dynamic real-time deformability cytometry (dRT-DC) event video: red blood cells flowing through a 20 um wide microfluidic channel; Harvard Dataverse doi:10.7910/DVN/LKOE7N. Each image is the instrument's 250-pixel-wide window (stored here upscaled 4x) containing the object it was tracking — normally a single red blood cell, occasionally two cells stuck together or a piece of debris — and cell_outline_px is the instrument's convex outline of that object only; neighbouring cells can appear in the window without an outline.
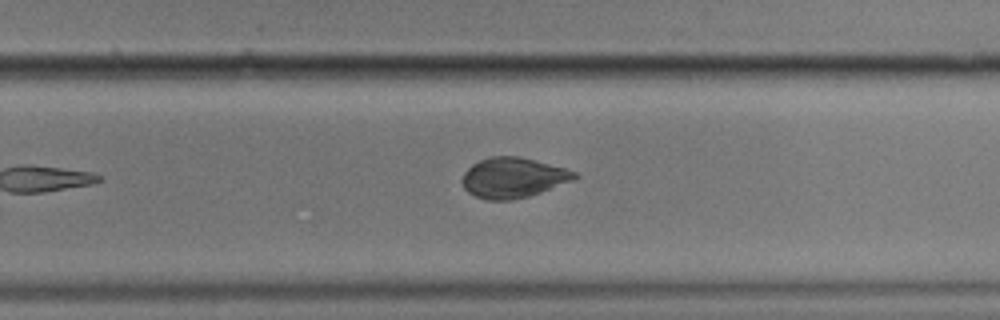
{"species": "common noctule bat (a hibernating species)", "species_latin": "Nyctalus noctula", "temperature_condition": "cold", "stored_images_in_passage": 8, "camera_frame_rate_fps": 3000, "um_per_image_px": 0.085, "animal": {"sex": "male", "body_mass_g": 17.9}, "frame": {"image": 1, "passage_image": 8, "time_ms": 2.333, "image_size_px": [1000, 320], "cell_outline_px": [[580, 176], [576, 180], [528, 196], [512, 200], [484, 200], [468, 192], [464, 188], [460, 180], [464, 172], [472, 164], [480, 160], [492, 156], [520, 156], [564, 168], [576, 172]], "centroid_in_image_um": [43.61, 15.11], "position_along_channel_um": 286.2, "area_um2": 26.47}}